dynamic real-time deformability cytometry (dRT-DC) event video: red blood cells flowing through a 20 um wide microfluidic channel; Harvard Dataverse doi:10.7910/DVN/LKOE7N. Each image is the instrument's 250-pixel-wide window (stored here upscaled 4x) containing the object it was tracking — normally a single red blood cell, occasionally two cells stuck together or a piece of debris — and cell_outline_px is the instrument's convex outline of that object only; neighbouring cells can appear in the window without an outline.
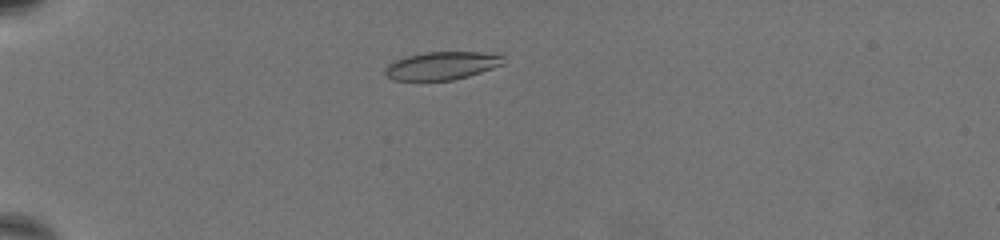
{"species": "common noctule bat (a hibernating species)", "species_latin": "Nyctalus noctula", "temperature_condition": "warm", "stored_images_in_passage": 61, "camera_frame_rate_fps": 3000, "um_per_image_px": 0.085, "animal": {"sex": "female", "body_mass_g": 19.5, "forearm_length_mm": 54.1}, "frame": {"image": 1, "passage_image": 14, "time_ms": 4.333, "image_size_px": [1000, 240], "cell_outline_px": [[504, 64], [468, 76], [452, 80], [392, 80], [384, 72], [384, 68], [388, 64], [396, 60], [408, 56], [428, 52], [480, 52], [504, 56]], "centroid_in_image_um": [37.55, 5.58], "position_along_channel_um": 47.5, "area_um2": 19.07}}
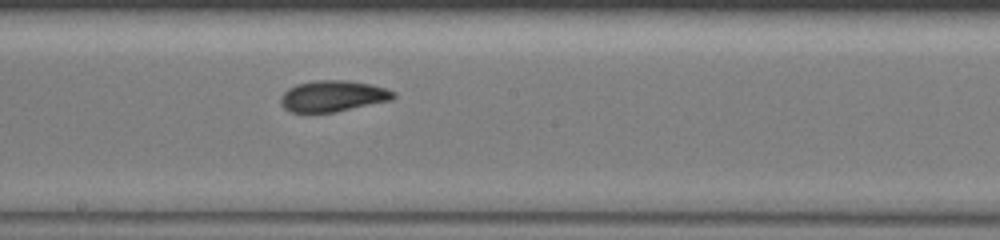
{"frame": {"image": 2, "passage_image": 34, "time_ms": 11.0, "image_size_px": [1000, 240], "cell_outline_px": [[396, 96], [392, 100], [336, 112], [292, 112], [284, 108], [280, 104], [280, 96], [288, 88], [296, 84], [316, 80], [348, 80], [368, 84], [384, 88], [396, 92]], "centroid_in_image_um": [28.28, 8.17], "position_along_channel_um": 219.9, "area_um2": 20.52}}
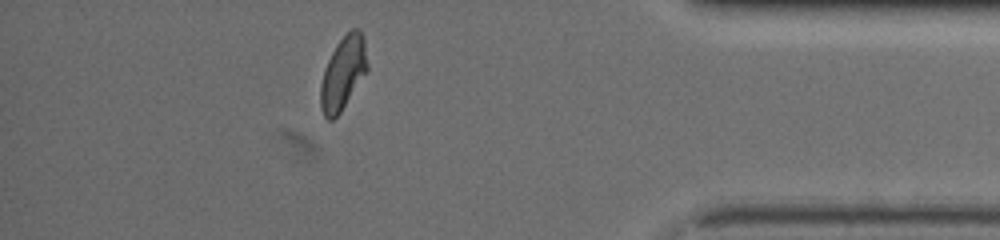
{"frame": {"image": 3, "passage_image": 54, "time_ms": 17.667, "image_size_px": [1000, 240], "cell_outline_px": [[368, 68], [340, 112], [332, 120], [328, 120], [324, 116], [320, 108], [320, 84], [324, 68], [336, 44], [352, 28], [356, 28], [360, 32], [364, 40], [368, 64]], "centroid_in_image_um": [29.13, 6.22], "position_along_channel_um": 406.1, "area_um2": 19.59}, "authors_computed_cell_mechanics": {"area_um2": 20.3456, "velocity_mm_per_s": 3.2229, "shape_relaxation_time_tau1_ms": 9.4242, "shape_relaxation_time_tau2_ms": 2.4553, "deformation_change_tau1": 0.2205, "deformation_change_tau2": 0.0761}}